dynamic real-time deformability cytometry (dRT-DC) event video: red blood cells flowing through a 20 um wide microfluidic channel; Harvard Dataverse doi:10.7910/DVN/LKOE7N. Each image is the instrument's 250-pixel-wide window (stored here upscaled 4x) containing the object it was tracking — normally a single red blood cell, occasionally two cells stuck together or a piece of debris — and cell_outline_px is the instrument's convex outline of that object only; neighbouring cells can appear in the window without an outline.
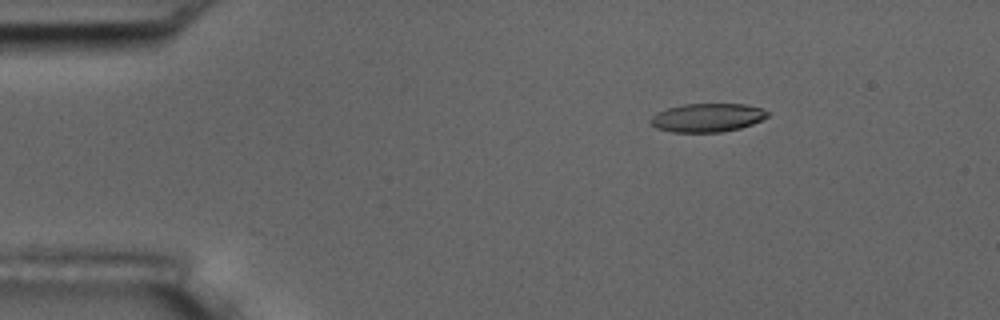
{"species": "common noctule bat (a hibernating species)", "species_latin": "Nyctalus noctula", "temperature_condition": "room temperature", "stored_images_in_passage": 5, "camera_frame_rate_fps": 3000, "um_per_image_px": 0.085, "animal": {"sex": "male", "body_mass_g": 17.5, "forearm_length_mm": 52.3}, "frame": {"image": 1, "passage_image": 2, "time_ms": 2.0, "image_size_px": [1000, 320], "cell_outline_px": [[768, 116], [752, 124], [740, 128], [720, 132], [672, 132], [656, 128], [648, 120], [656, 112], [680, 104], [744, 104], [760, 108], [768, 112]], "centroid_in_image_um": [60.07, 10.0], "position_along_channel_um": 24.9, "area_um2": 19.42}}